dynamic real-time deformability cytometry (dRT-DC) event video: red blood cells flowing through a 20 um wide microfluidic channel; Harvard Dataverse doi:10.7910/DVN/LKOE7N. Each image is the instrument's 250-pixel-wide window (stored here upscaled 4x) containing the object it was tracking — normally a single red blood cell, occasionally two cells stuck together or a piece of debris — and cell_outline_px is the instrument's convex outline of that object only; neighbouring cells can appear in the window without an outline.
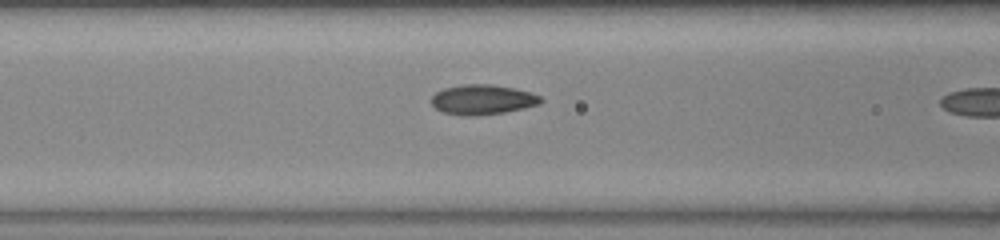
{"species": "common noctule bat (a hibernating species)", "species_latin": "Nyctalus noctula", "temperature_condition": "warm", "stored_images_in_passage": 11, "camera_frame_rate_fps": 3000, "um_per_image_px": 0.085, "animal": {"sex": "female", "body_mass_g": 23.0, "forearm_length_mm": 53.4}, "frame": {"image": 1, "passage_image": 10, "time_ms": 3.0, "image_size_px": [1000, 240], "cell_outline_px": [[544, 100], [540, 104], [524, 108], [504, 112], [472, 116], [464, 116], [444, 112], [436, 108], [432, 104], [432, 96], [436, 92], [444, 88], [460, 84], [492, 84], [516, 88], [532, 92], [540, 96]], "centroid_in_image_um": [41.05, 8.45], "position_along_channel_um": 125.5, "area_um2": 19.19}}